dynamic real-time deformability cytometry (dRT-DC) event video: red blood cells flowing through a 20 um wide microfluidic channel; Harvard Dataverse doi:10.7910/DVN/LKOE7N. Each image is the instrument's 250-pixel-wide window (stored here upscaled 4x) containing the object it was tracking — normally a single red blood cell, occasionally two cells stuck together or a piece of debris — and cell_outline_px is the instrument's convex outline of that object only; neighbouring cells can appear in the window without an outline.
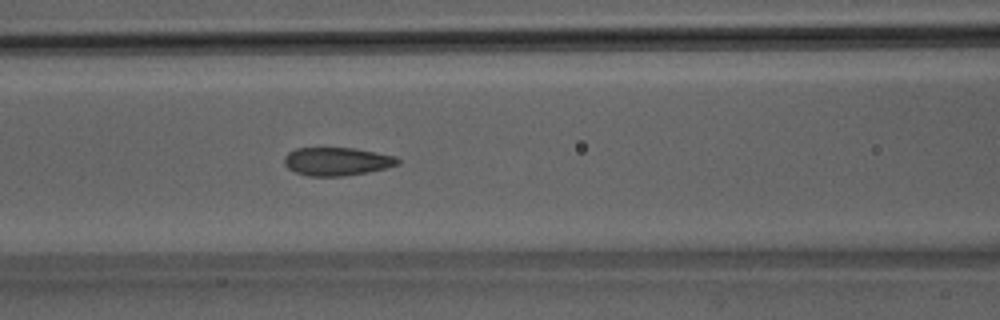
{"species": "Egyptian fruit bat (a non-hibernating species)", "species_latin": "Rousettus aegyptiacus", "temperature_condition": "room temperature", "stored_images_in_passage": 52, "segment_of_instrument_passage": [1, 2], "camera_frame_rate_fps": 3000, "um_per_image_px": 0.085, "animal": {"sex": "male"}, "frame": {"image": 1, "passage_image": 22, "time_ms": 7.0, "image_size_px": [1000, 320], "cell_outline_px": [[400, 164], [368, 172], [344, 176], [308, 176], [296, 172], [288, 168], [284, 164], [284, 156], [288, 152], [296, 148], [352, 148], [396, 156], [400, 160]], "centroid_in_image_um": [28.62, 13.72], "position_along_channel_um": 138.0, "area_um2": 18.61}}
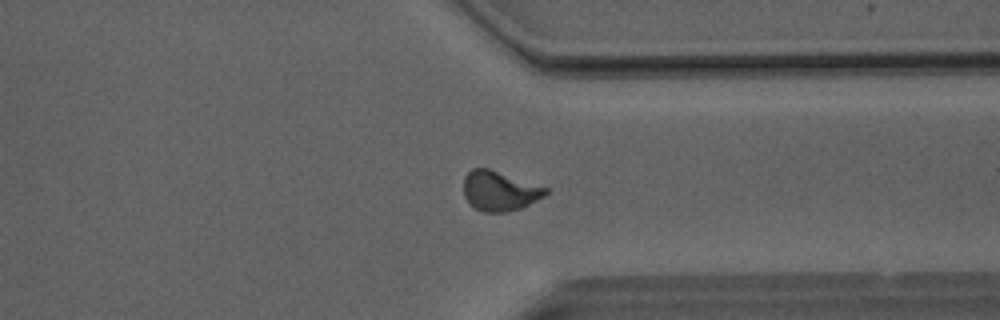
{"frame": {"image": 2, "passage_image": 39, "time_ms": 12.667, "image_size_px": [1000, 320], "cell_outline_px": [[548, 192], [544, 196], [520, 208], [504, 212], [484, 212], [476, 208], [464, 196], [464, 176], [472, 168], [488, 168], [548, 188]], "centroid_in_image_um": [42.45, 16.22], "position_along_channel_um": 368.9, "area_um2": 18.67}}
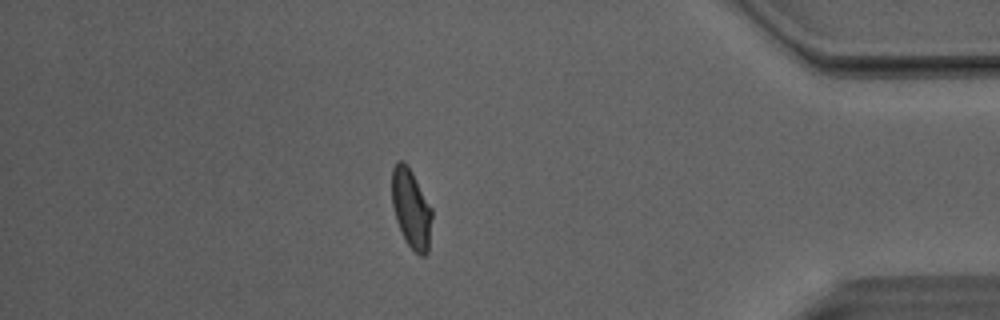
{"frame": {"image": 3, "passage_image": 44, "time_ms": 14.333, "image_size_px": [1000, 320], "cell_outline_px": [[432, 216], [428, 252], [424, 256], [420, 256], [404, 240], [396, 220], [392, 204], [392, 168], [396, 160], [404, 160], [412, 172], [432, 208]], "centroid_in_image_um": [34.94, 17.71], "position_along_channel_um": 400.3, "area_um2": 18.55}}